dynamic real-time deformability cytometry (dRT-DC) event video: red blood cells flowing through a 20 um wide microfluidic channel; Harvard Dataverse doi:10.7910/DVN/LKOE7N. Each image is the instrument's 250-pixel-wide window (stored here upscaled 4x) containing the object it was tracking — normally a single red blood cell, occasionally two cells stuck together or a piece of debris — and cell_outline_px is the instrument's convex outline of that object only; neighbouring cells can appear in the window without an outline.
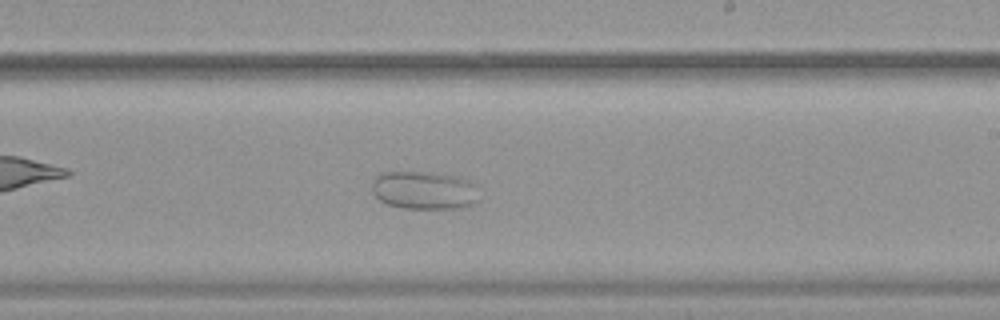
{"species": "common noctule bat (a hibernating species)", "species_latin": "Nyctalus noctula", "temperature_condition": "warm", "stored_images_in_passage": 33, "camera_frame_rate_fps": 3000, "um_per_image_px": 0.085, "animal": {"sex": "female", "body_mass_g": 19.9}, "frame": {"image": 1, "passage_image": 23, "time_ms": 7.333, "image_size_px": [1000, 320], "cell_outline_px": [[480, 200], [472, 204], [460, 208], [400, 208], [388, 204], [380, 200], [372, 192], [372, 180], [376, 176], [384, 172], [432, 172], [456, 176], [468, 180], [476, 184]], "centroid_in_image_um": [36.07, 16.17], "position_along_channel_um": 252.9, "area_um2": 24.04}}